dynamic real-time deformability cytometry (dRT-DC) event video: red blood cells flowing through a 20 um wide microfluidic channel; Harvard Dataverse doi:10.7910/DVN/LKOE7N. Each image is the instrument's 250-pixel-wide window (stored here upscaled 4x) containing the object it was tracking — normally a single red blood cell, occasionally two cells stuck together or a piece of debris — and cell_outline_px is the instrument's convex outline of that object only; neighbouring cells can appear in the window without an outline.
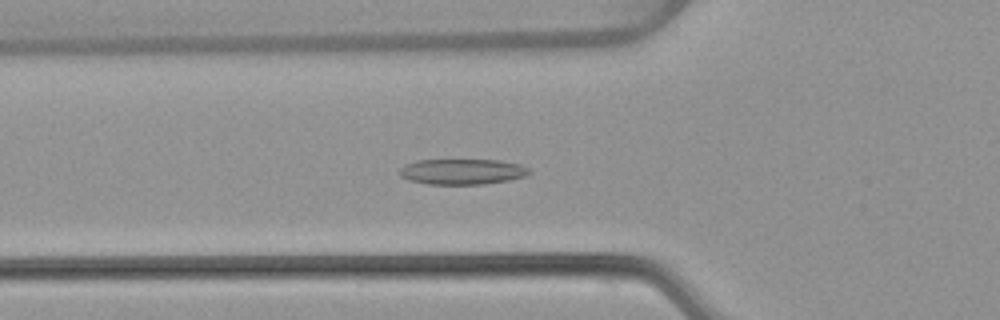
{"species": "common noctule bat (a hibernating species)", "species_latin": "Nyctalus noctula", "temperature_condition": "warm", "stored_images_in_passage": 53, "camera_frame_rate_fps": 3000, "um_per_image_px": 0.085, "animal": {"sex": "female", "body_mass_g": 22.7, "forearm_length_mm": 54.2}, "frame": {"image": 1, "passage_image": 19, "time_ms": 6.0, "image_size_px": [1000, 320], "cell_outline_px": [[532, 172], [524, 176], [508, 180], [484, 184], [428, 184], [408, 180], [400, 176], [400, 168], [404, 164], [416, 160], [500, 160], [520, 164], [532, 168]], "centroid_in_image_um": [39.3, 14.58], "position_along_channel_um": 86.5, "area_um2": 19.48}}
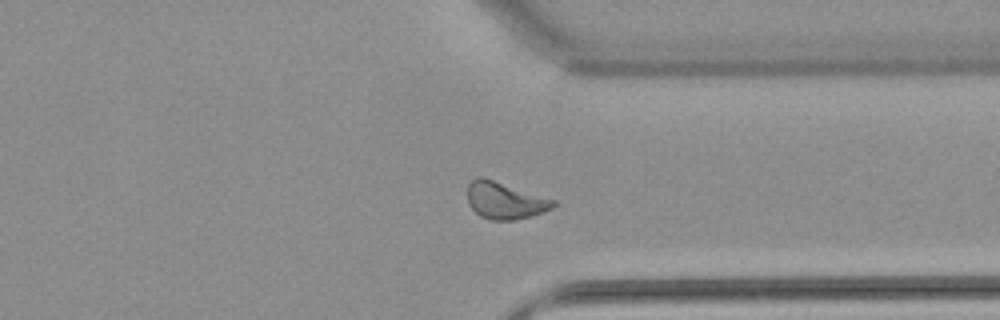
{"frame": {"image": 2, "passage_image": 41, "time_ms": 13.333, "image_size_px": [1000, 320], "cell_outline_px": [[556, 204], [552, 208], [544, 212], [532, 216], [512, 220], [492, 220], [480, 216], [468, 204], [468, 184], [476, 176], [484, 176], [556, 200]], "centroid_in_image_um": [42.92, 17.02], "position_along_channel_um": 368.5, "area_um2": 18.67}}
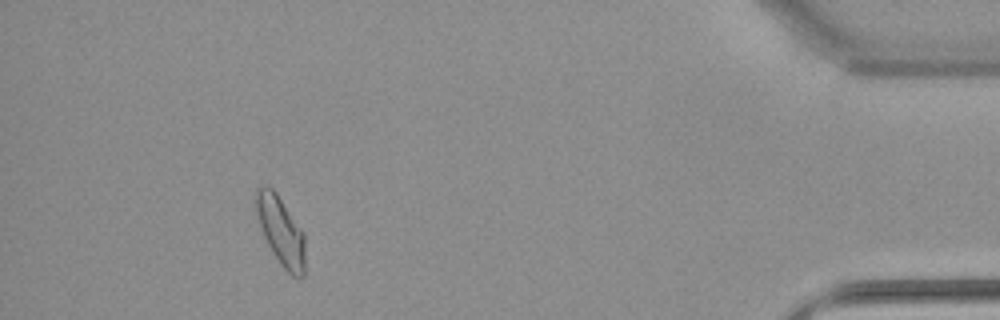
{"frame": {"image": 3, "passage_image": 49, "time_ms": 16.0, "image_size_px": [1000, 320], "cell_outline_px": [[304, 276], [292, 276], [280, 264], [272, 252], [260, 228], [252, 204], [252, 196], [256, 188], [264, 184], [272, 188], [276, 192], [304, 232]], "centroid_in_image_um": [23.79, 19.53], "position_along_channel_um": 411.4, "area_um2": 20.11}, "authors_computed_cell_mechanics": {"area_um2": 19.2474, "velocity_mm_per_s": 3.8555, "shape_relaxation_time_tau1_ms": null, "shape_relaxation_time_tau2_ms": 3.7142, "deformation_change_tau1": null, "deformation_change_tau2": 0.1045}}